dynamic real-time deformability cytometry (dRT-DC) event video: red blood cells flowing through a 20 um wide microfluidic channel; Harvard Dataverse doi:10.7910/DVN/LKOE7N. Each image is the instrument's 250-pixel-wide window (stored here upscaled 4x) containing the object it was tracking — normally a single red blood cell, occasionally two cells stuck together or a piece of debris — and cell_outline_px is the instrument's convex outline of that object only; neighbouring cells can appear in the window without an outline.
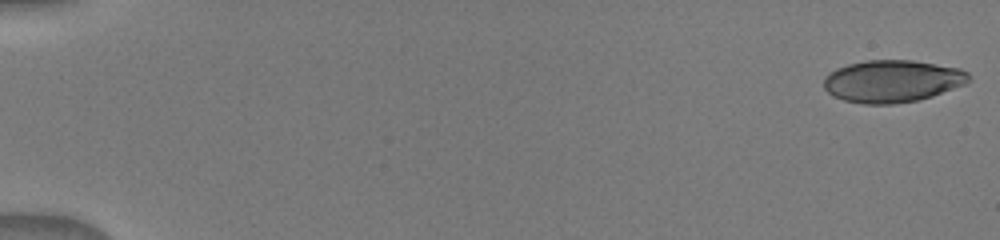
{"species": "human", "species_latin": "Homo sapiens", "temperature_condition": "warm", "stored_images_in_passage": 12, "camera_frame_rate_fps": 3000, "um_per_image_px": 0.085, "donor": {"sex": "male"}, "frame": {"image": 1, "passage_image": 1, "time_ms": 0.0, "image_size_px": [1000, 240], "cell_outline_px": [[972, 80], [964, 84], [932, 96], [916, 100], [892, 104], [864, 104], [844, 100], [832, 96], [824, 88], [824, 76], [828, 72], [836, 68], [848, 64], [864, 60], [912, 60], [960, 68], [968, 72]], "centroid_in_image_um": [75.82, 6.89], "position_along_channel_um": 9.2, "area_um2": 35.84}}